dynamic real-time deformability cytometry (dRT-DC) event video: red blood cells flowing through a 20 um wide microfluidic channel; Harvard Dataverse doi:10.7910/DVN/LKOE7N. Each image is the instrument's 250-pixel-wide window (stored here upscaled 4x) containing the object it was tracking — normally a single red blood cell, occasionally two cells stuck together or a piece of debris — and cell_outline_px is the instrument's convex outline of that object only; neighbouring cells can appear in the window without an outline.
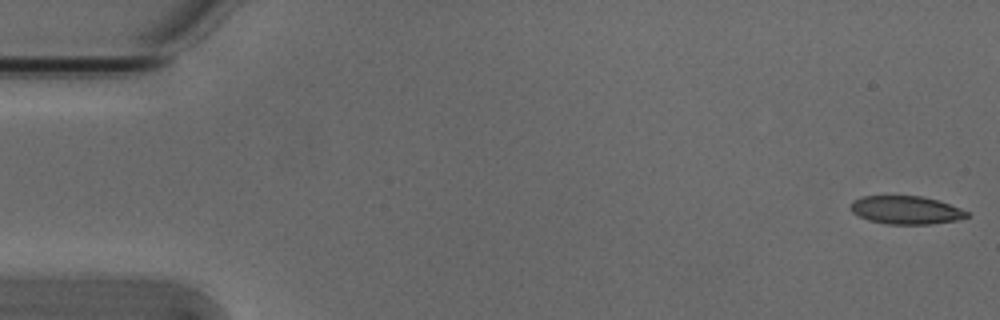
{"species": "Egyptian fruit bat (a non-hibernating species)", "species_latin": "Rousettus aegyptiacus", "temperature_condition": "cold", "stored_images_in_passage": 4, "camera_frame_rate_fps": 3000, "um_per_image_px": 0.085, "animal": {"sex": "male"}, "frame": {"image": 1, "passage_image": 4, "time_ms": 1.0, "image_size_px": [1000, 320], "cell_outline_px": [[968, 216], [956, 220], [928, 224], [888, 224], [868, 220], [852, 212], [852, 200], [860, 196], [920, 196], [936, 200], [960, 208], [968, 212]], "centroid_in_image_um": [76.98, 17.85], "position_along_channel_um": 8.0, "area_um2": 18.79}}